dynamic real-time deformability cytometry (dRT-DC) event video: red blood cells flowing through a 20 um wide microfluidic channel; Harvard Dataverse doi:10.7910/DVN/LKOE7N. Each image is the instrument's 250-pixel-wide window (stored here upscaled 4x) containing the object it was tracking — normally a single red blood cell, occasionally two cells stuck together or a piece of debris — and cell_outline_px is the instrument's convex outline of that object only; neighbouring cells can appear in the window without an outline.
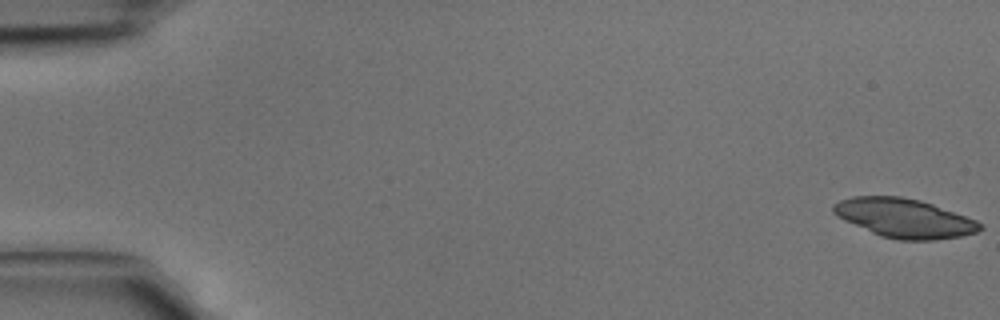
{"species": "common noctule bat (a hibernating species)", "species_latin": "Nyctalus noctula", "temperature_condition": "cold", "stored_images_in_passage": 5, "segment_of_instrument_passage": [2, 2], "camera_frame_rate_fps": 3000, "um_per_image_px": 0.085, "animal": {"sex": "male", "body_mass_g": 15.6}, "frame": {"image": 1, "passage_image": 5, "time_ms": 1.333, "image_size_px": [1000, 320], "cell_outline_px": [[984, 228], [976, 232], [960, 236], [936, 240], [900, 240], [880, 236], [844, 220], [836, 216], [832, 212], [832, 204], [840, 200], [852, 196], [900, 196], [920, 200], [932, 204], [976, 220], [984, 224]], "centroid_in_image_um": [76.85, 18.54], "position_along_channel_um": 8.2, "area_um2": 33.35}}